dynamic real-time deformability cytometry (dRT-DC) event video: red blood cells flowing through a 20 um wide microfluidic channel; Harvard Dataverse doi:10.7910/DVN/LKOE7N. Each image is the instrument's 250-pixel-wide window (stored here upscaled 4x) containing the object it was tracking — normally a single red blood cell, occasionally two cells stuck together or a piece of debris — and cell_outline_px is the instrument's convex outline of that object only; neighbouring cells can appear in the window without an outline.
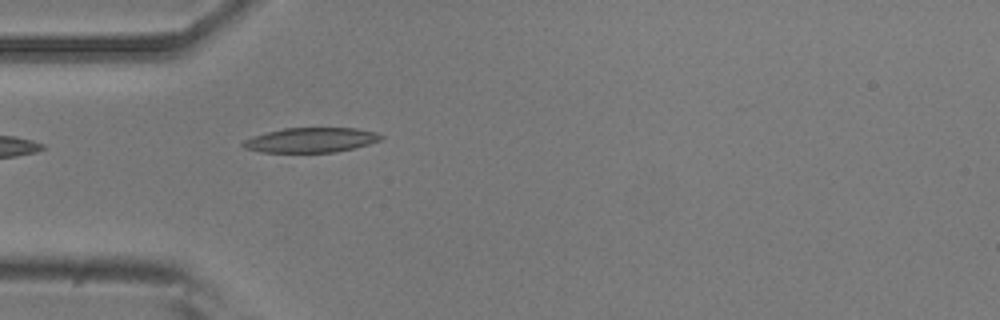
{"species": "common noctule bat (a hibernating species)", "species_latin": "Nyctalus noctula", "temperature_condition": "room temperature", "stored_images_in_passage": 5, "camera_frame_rate_fps": 3000, "um_per_image_px": 0.085, "animal": {"sex": "male", "body_mass_g": 20.5, "forearm_length_mm": 52.5}, "frame": {"image": 1, "passage_image": 5, "time_ms": 1.333, "image_size_px": [1000, 320], "cell_outline_px": [[384, 136], [380, 140], [368, 144], [336, 152], [260, 152], [244, 148], [240, 144], [244, 140], [252, 136], [284, 128], [356, 128], [376, 132]], "centroid_in_image_um": [26.4, 11.9], "position_along_channel_um": 58.6, "area_um2": 19.83}}